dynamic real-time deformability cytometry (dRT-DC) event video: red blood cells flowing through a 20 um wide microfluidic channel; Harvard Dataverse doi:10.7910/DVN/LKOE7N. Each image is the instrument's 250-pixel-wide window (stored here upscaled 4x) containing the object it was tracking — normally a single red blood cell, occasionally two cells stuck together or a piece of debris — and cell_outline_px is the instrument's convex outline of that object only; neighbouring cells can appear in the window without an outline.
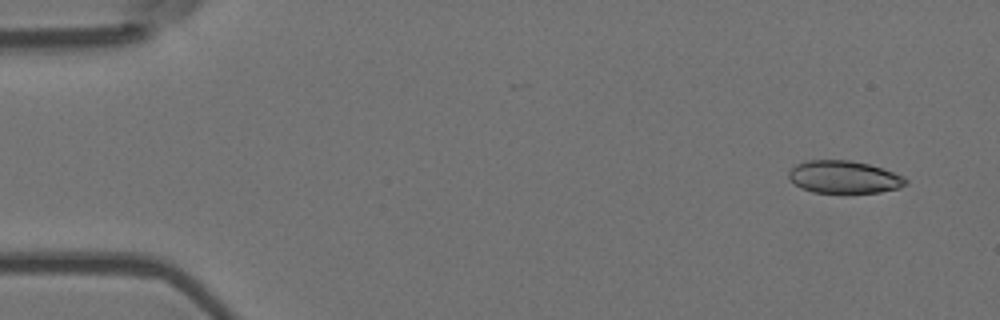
{"species": "Egyptian fruit bat (a non-hibernating species)", "species_latin": "Rousettus aegyptiacus", "temperature_condition": "room temperature", "stored_images_in_passage": 53, "camera_frame_rate_fps": 3000, "um_per_image_px": 0.085, "animal": {"sex": "female"}, "frame": {"image": 1, "passage_image": 1, "time_ms": 0.0, "image_size_px": [1000, 320], "cell_outline_px": [[908, 184], [900, 188], [880, 192], [844, 196], [840, 196], [812, 192], [800, 188], [788, 176], [788, 172], [796, 164], [808, 160], [852, 160], [868, 164], [904, 176], [908, 180]], "centroid_in_image_um": [71.76, 15.11], "position_along_channel_um": 13.2, "area_um2": 23.12}}
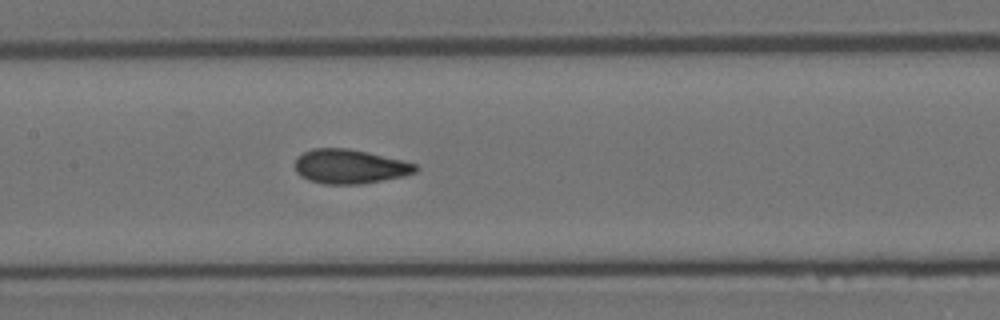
{"frame": {"image": 2, "passage_image": 24, "time_ms": 7.667, "image_size_px": [1000, 320], "cell_outline_px": [[420, 168], [416, 172], [404, 176], [360, 184], [324, 184], [308, 180], [300, 176], [296, 172], [296, 156], [312, 148], [348, 148], [368, 152], [416, 164]], "centroid_in_image_um": [29.71, 14.15], "position_along_channel_um": 177.7, "area_um2": 24.1}}
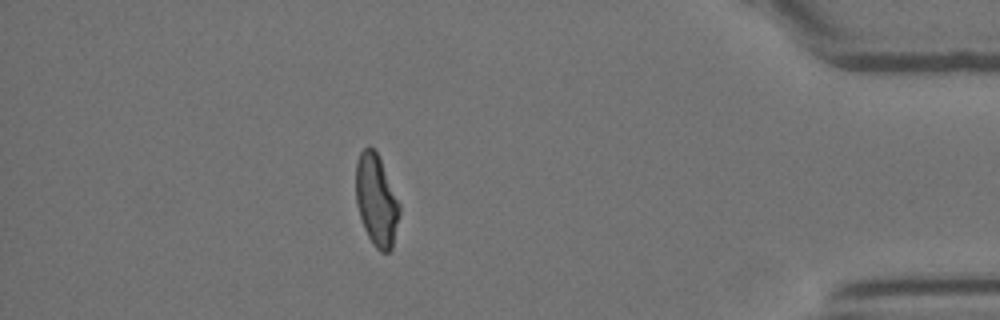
{"frame": {"image": 3, "passage_image": 46, "time_ms": 15.0, "image_size_px": [1000, 320], "cell_outline_px": [[400, 212], [392, 248], [388, 252], [380, 252], [372, 244], [364, 228], [356, 204], [356, 160], [360, 152], [368, 144], [376, 152], [380, 160], [400, 204]], "centroid_in_image_um": [31.98, 17.03], "position_along_channel_um": 403.2, "area_um2": 23.12}, "authors_computed_cell_mechanics": {"area_um2": 23.8714, "velocity_mm_per_s": 3.678, "shape_relaxation_time_tau1_ms": 9.2826, "shape_relaxation_time_tau2_ms": 1.3115, "deformation_change_tau1": 0.1953, "deformation_change_tau2": 0.0763}}